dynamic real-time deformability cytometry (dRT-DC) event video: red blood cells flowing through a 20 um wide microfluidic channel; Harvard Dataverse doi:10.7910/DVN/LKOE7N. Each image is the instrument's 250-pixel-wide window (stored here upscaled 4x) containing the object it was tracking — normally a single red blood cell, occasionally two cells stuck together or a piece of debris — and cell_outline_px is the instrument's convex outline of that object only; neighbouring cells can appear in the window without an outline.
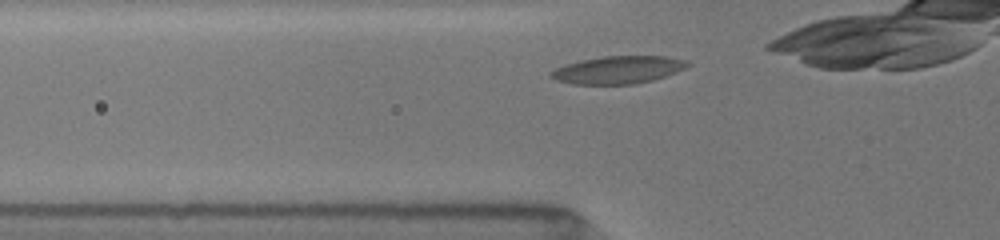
{"species": "common noctule bat (a hibernating species)", "species_latin": "Nyctalus noctula", "temperature_condition": "room temperature", "stored_images_in_passage": 26, "camera_frame_rate_fps": 3000, "um_per_image_px": 0.085, "animal": {"sex": "female", "body_mass_g": 19.5, "forearm_length_mm": 54.1}, "frame": {"image": 1, "passage_image": 2, "time_ms": 0.333, "image_size_px": [1000, 240], "cell_outline_px": [[692, 64], [676, 72], [652, 80], [636, 84], [572, 84], [556, 80], [548, 76], [548, 72], [564, 64], [580, 60], [604, 56], [668, 56], [684, 60]], "centroid_in_image_um": [52.49, 5.93], "position_along_channel_um": 73.3, "area_um2": 22.08}}
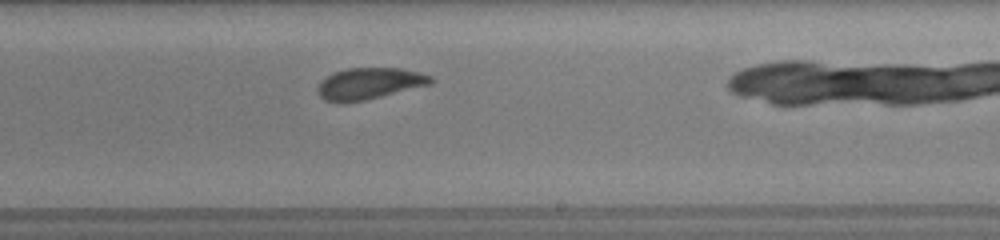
{"frame": {"image": 2, "passage_image": 16, "time_ms": 5.0, "image_size_px": [1000, 240], "cell_outline_px": [[436, 80], [432, 84], [364, 100], [324, 100], [316, 92], [316, 88], [320, 80], [336, 72], [348, 68], [400, 68], [420, 72], [432, 76]], "centroid_in_image_um": [31.45, 7.07], "position_along_channel_um": 257.6, "area_um2": 20.4}}
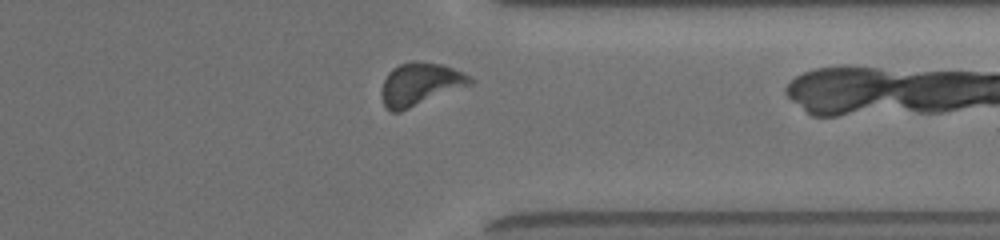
{"frame": {"image": 3, "passage_image": 25, "time_ms": 8.0, "image_size_px": [1000, 240], "cell_outline_px": [[472, 84], [400, 112], [392, 112], [384, 104], [380, 96], [380, 92], [384, 80], [388, 72], [392, 68], [400, 64], [412, 60], [444, 64], [464, 72], [472, 80]], "centroid_in_image_um": [35.69, 7.14], "position_along_channel_um": 375.7, "area_um2": 22.14}}